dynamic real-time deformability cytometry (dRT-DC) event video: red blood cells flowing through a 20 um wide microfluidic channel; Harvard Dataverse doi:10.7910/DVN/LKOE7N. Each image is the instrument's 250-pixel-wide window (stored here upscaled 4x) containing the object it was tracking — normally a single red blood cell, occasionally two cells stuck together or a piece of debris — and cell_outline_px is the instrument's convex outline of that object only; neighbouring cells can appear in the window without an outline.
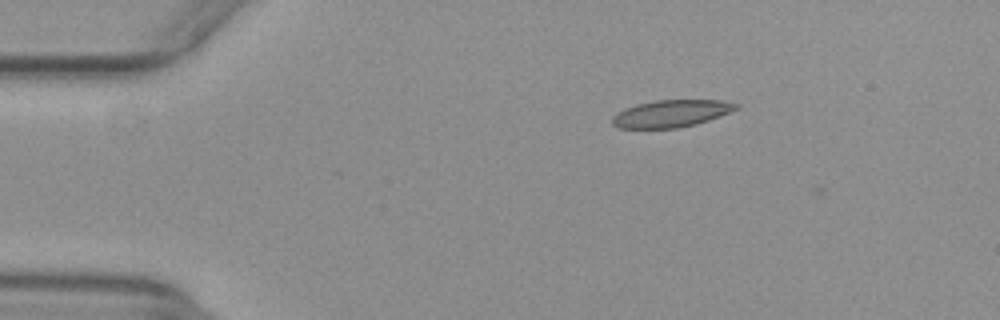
{"species": "common noctule bat (a hibernating species)", "species_latin": "Nyctalus noctula", "temperature_condition": "warm", "stored_images_in_passage": 50, "camera_frame_rate_fps": 3000, "um_per_image_px": 0.085, "animal": {"sex": "female", "body_mass_g": 29.2, "forearm_length_mm": 56.3}, "frame": {"image": 1, "passage_image": 6, "time_ms": 1.667, "image_size_px": [1000, 320], "cell_outline_px": [[740, 108], [708, 120], [696, 124], [676, 128], [620, 128], [612, 124], [612, 116], [616, 112], [624, 108], [636, 104], [656, 100], [720, 100], [740, 104]], "centroid_in_image_um": [57.03, 9.64], "position_along_channel_um": 28.0, "area_um2": 19.65}}
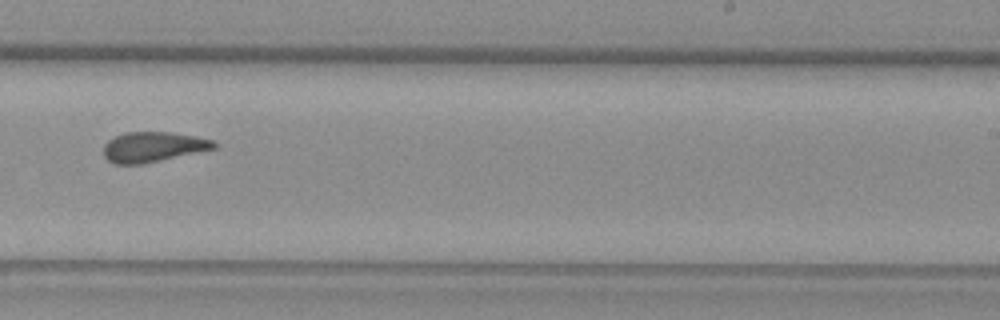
{"frame": {"image": 2, "passage_image": 30, "time_ms": 9.667, "image_size_px": [1000, 320], "cell_outline_px": [[216, 148], [144, 164], [112, 164], [104, 156], [104, 144], [108, 140], [124, 132], [172, 132], [212, 140], [216, 144]], "centroid_in_image_um": [12.97, 12.49], "position_along_channel_um": 276.0, "area_um2": 19.31}}
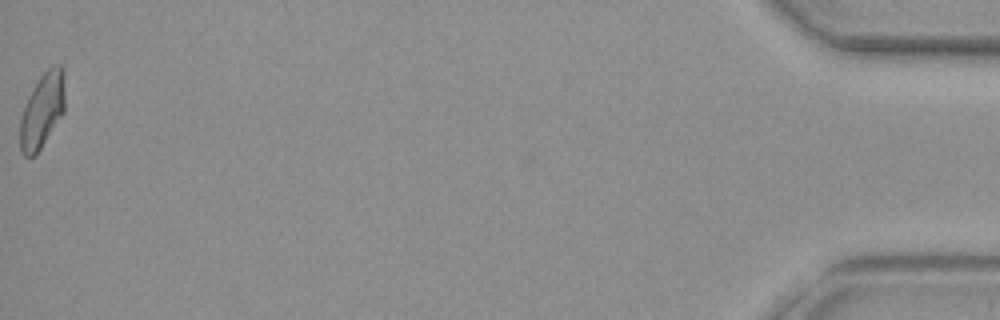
{"frame": {"image": 3, "passage_image": 50, "time_ms": 16.333, "image_size_px": [1000, 320], "cell_outline_px": [[64, 112], [36, 156], [24, 156], [20, 152], [20, 120], [24, 104], [32, 88], [40, 76], [52, 64], [60, 64], [64, 88]], "centroid_in_image_um": [3.56, 9.42], "position_along_channel_um": 431.6, "area_um2": 19.59}, "authors_computed_cell_mechanics": {"area_um2": 19.5942, "velocity_mm_per_s": 3.9096, "shape_relaxation_time_tau1_ms": null, "shape_relaxation_time_tau2_ms": 1.7636, "deformation_change_tau1": null, "deformation_change_tau2": 0.0823}}